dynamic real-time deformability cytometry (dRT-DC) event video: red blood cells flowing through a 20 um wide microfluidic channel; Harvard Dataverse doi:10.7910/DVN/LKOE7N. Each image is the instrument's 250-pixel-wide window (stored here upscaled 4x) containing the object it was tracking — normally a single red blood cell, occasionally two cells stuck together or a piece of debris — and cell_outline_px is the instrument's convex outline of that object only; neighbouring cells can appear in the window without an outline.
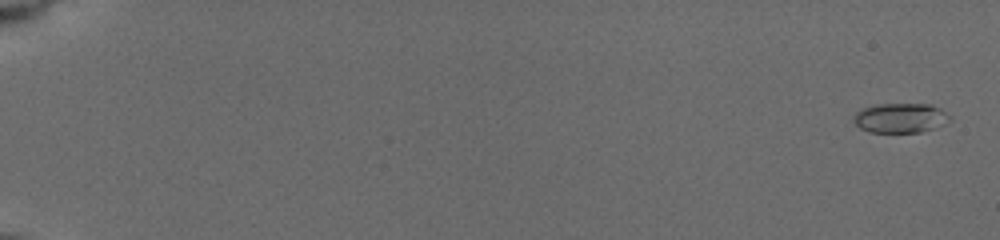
{"species": "common noctule bat (a hibernating species)", "species_latin": "Nyctalus noctula", "temperature_condition": "cold", "stored_images_in_passage": 9, "camera_frame_rate_fps": 3000, "um_per_image_px": 0.085, "animal": {"sex": "female", "body_mass_g": 19.5, "forearm_length_mm": 54.1}, "frame": {"image": 1, "passage_image": 1, "time_ms": 0.0, "image_size_px": [1000, 240], "cell_outline_px": [[952, 120], [932, 128], [920, 132], [868, 132], [860, 128], [852, 120], [852, 116], [856, 112], [864, 108], [876, 104], [932, 104], [940, 108], [952, 116]], "centroid_in_image_um": [76.53, 10.02], "position_along_channel_um": 8.5, "area_um2": 16.7}}
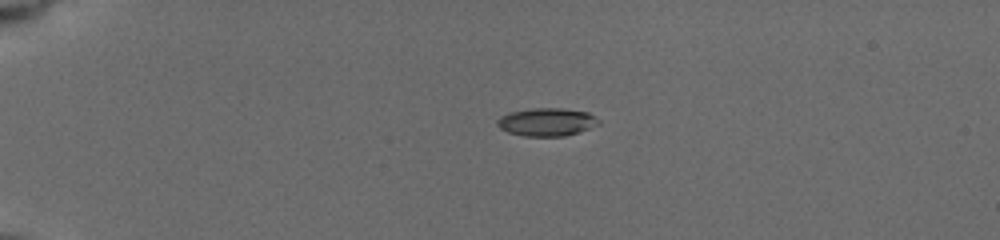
{"frame": {"image": 2, "passage_image": 6, "time_ms": 4.333, "image_size_px": [1000, 240], "cell_outline_px": [[600, 124], [580, 132], [564, 136], [524, 136], [508, 132], [500, 128], [496, 124], [496, 120], [500, 116], [512, 112], [532, 108], [560, 108], [588, 112], [600, 120]], "centroid_in_image_um": [46.48, 10.37], "position_along_channel_um": 38.5, "area_um2": 16.59}}
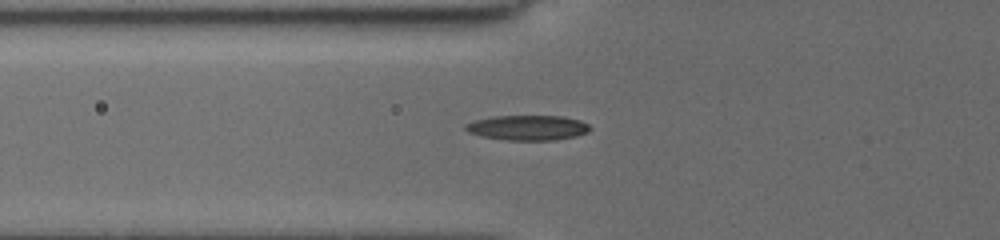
{"frame": {"image": 3, "passage_image": 9, "time_ms": 7.0, "image_size_px": [1000, 240], "cell_outline_px": [[592, 128], [588, 132], [576, 136], [552, 140], [508, 140], [480, 136], [468, 132], [464, 128], [464, 124], [476, 120], [492, 116], [564, 116], [580, 120], [588, 124]], "centroid_in_image_um": [44.86, 10.85], "position_along_channel_um": 80.9, "area_um2": 18.21}}